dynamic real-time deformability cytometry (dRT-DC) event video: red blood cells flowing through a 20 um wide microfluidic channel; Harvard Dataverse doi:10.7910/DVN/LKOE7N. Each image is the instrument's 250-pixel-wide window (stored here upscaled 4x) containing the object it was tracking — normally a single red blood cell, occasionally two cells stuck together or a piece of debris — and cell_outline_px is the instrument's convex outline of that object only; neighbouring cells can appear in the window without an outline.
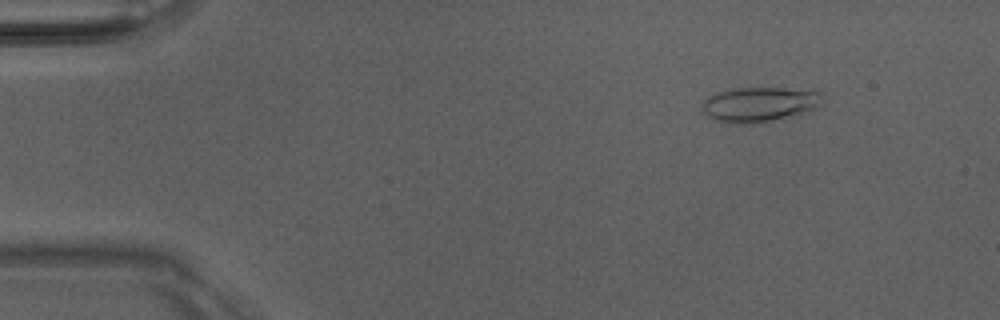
{"species": "Egyptian fruit bat (a non-hibernating species)", "species_latin": "Rousettus aegyptiacus", "temperature_condition": "room temperature", "stored_images_in_passage": 51, "camera_frame_rate_fps": 3000, "um_per_image_px": 0.085, "animal": {"sex": "male"}, "frame": {"image": 1, "passage_image": 7, "time_ms": 2.0, "image_size_px": [1000, 320], "cell_outline_px": [[820, 92], [816, 108], [768, 120], [748, 124], [732, 124], [716, 120], [708, 116], [704, 112], [704, 100], [708, 96], [720, 92], [736, 88], [784, 88]], "centroid_in_image_um": [64.44, 8.86], "position_along_channel_um": 20.6, "area_um2": 23.29}}
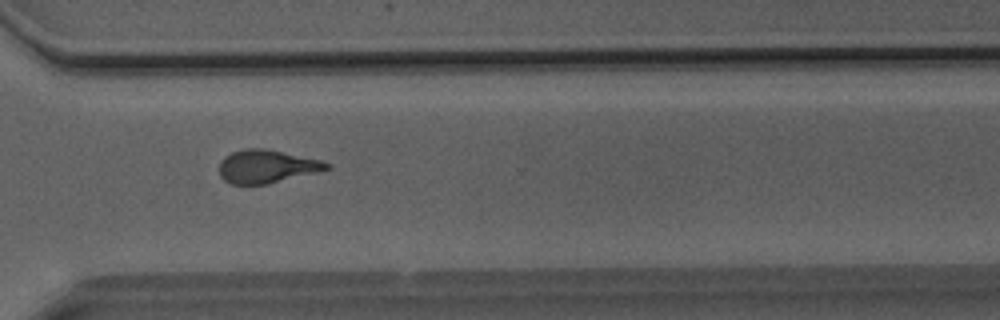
{"frame": {"image": 2, "passage_image": 38, "time_ms": 12.333, "image_size_px": [1000, 320], "cell_outline_px": [[332, 168], [268, 184], [232, 184], [224, 180], [220, 176], [220, 160], [224, 156], [232, 152], [244, 148], [264, 148], [320, 160], [332, 164]], "centroid_in_image_um": [22.65, 14.14], "position_along_channel_um": 347.9, "area_um2": 20.69}}
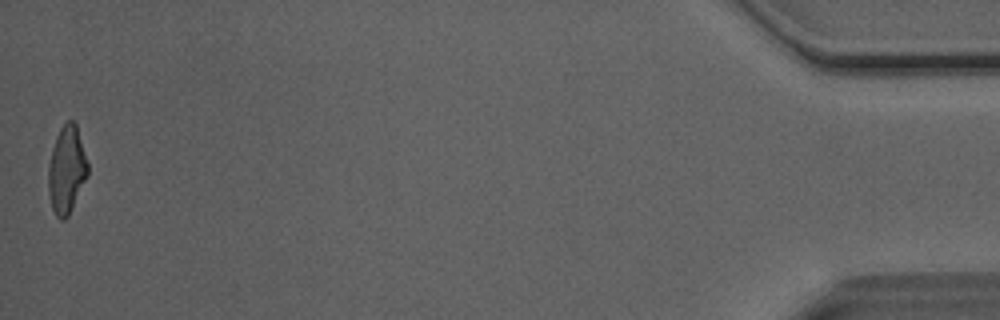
{"frame": {"image": 3, "passage_image": 51, "time_ms": 16.667, "image_size_px": [1000, 320], "cell_outline_px": [[88, 176], [68, 216], [64, 220], [60, 220], [56, 216], [52, 208], [48, 192], [48, 164], [52, 148], [56, 136], [60, 128], [68, 120], [72, 120], [76, 124], [88, 164]], "centroid_in_image_um": [5.65, 14.44], "position_along_channel_um": 429.5, "area_um2": 20.11}, "authors_computed_cell_mechanics": {"area_um2": 20.9236, "velocity_mm_per_s": 4.0903, "shape_relaxation_time_tau1_ms": 6.5064, "shape_relaxation_time_tau2_ms": 1.4859, "deformation_change_tau1": 0.2311, "deformation_change_tau2": 0.1131}}